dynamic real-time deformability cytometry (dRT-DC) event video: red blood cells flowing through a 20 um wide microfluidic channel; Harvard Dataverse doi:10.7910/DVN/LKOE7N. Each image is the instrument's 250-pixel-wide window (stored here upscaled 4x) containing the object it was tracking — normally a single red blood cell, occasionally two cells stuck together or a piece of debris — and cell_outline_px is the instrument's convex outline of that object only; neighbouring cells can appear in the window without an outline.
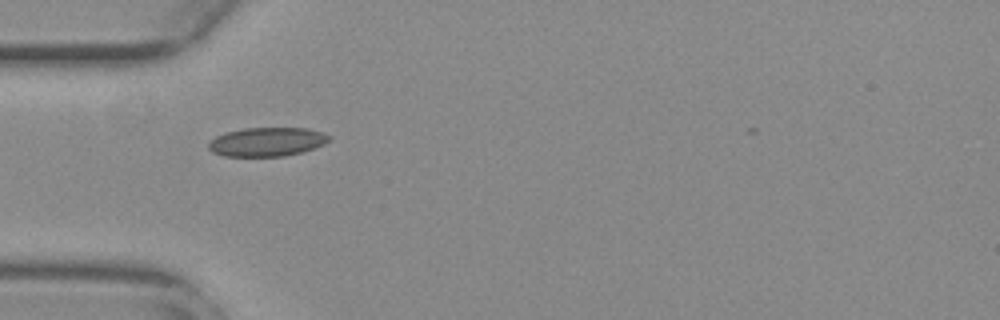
{"species": "common noctule bat (a hibernating species)", "species_latin": "Nyctalus noctula", "temperature_condition": "warm", "stored_images_in_passage": 39, "camera_frame_rate_fps": 3000, "um_per_image_px": 0.085, "animal": {"sex": "female", "body_mass_g": 29.2, "forearm_length_mm": 56.3}, "frame": {"image": 1, "passage_image": 2, "time_ms": 0.333, "image_size_px": [1000, 320], "cell_outline_px": [[332, 136], [324, 144], [304, 152], [284, 156], [224, 156], [212, 152], [208, 148], [208, 140], [224, 132], [244, 128], [308, 128], [324, 132]], "centroid_in_image_um": [22.69, 12.05], "position_along_channel_um": 62.3, "area_um2": 20.58}}
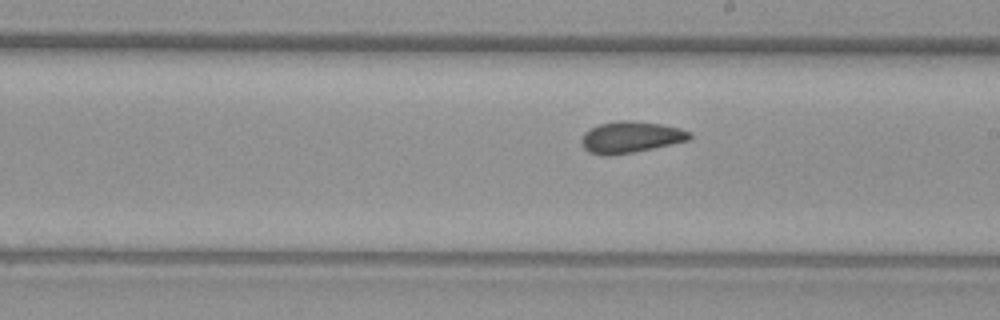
{"frame": {"image": 2, "passage_image": 16, "time_ms": 5.0, "image_size_px": [1000, 320], "cell_outline_px": [[692, 136], [688, 140], [652, 148], [632, 152], [608, 156], [600, 156], [588, 152], [580, 144], [580, 140], [584, 132], [600, 124], [620, 120], [632, 120], [660, 124], [680, 128], [692, 132]], "centroid_in_image_um": [53.57, 11.66], "position_along_channel_um": 235.4, "area_um2": 19.83}}
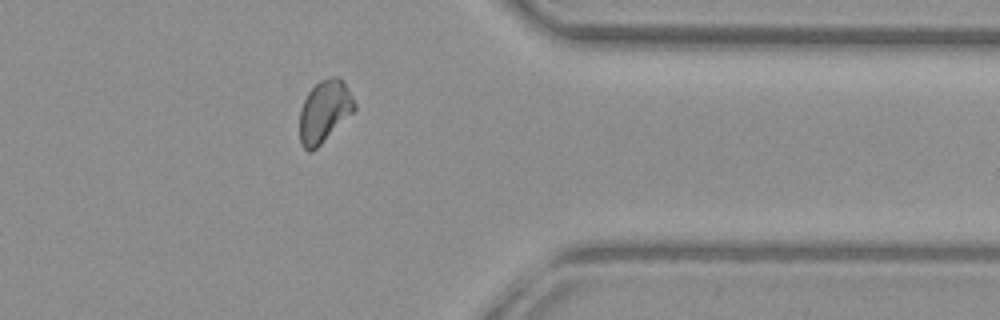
{"frame": {"image": 3, "passage_image": 29, "time_ms": 9.333, "image_size_px": [1000, 320], "cell_outline_px": [[356, 108], [312, 152], [308, 152], [300, 144], [300, 108], [308, 92], [320, 80], [332, 76], [336, 76], [344, 80], [356, 104]], "centroid_in_image_um": [27.56, 9.44], "position_along_channel_um": 383.8, "area_um2": 19.59}, "authors_computed_cell_mechanics": {"area_um2": 19.4786, "velocity_mm_per_s": 3.7396, "shape_relaxation_time_tau1_ms": null, "shape_relaxation_time_tau2_ms": 3.4894, "deformation_change_tau1": null, "deformation_change_tau2": 0.0761}}